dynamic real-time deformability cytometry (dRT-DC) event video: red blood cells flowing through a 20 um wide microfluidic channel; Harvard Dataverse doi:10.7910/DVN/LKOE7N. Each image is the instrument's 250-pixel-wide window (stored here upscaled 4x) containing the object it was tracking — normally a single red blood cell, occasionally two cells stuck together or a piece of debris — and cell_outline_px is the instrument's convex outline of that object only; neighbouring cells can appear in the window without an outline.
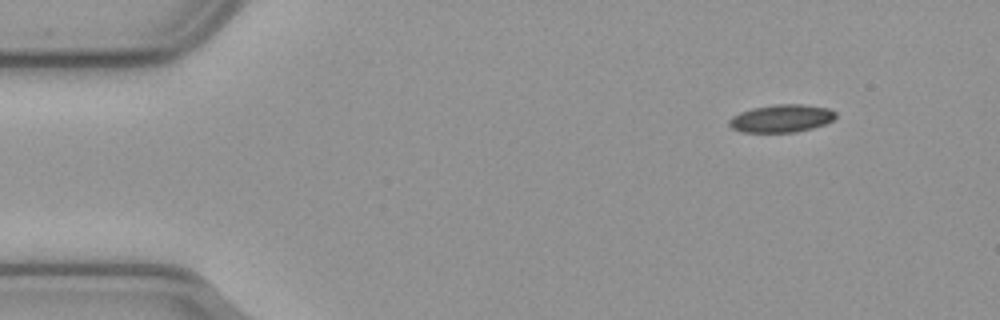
{"species": "common noctule bat (a hibernating species)", "species_latin": "Nyctalus noctula", "temperature_condition": "cold", "stored_images_in_passage": 51, "camera_frame_rate_fps": 3000, "um_per_image_px": 0.085, "animal": {"sex": "male", "body_mass_g": 23.1, "forearm_length_mm": 52.7}, "frame": {"image": 1, "passage_image": 1, "time_ms": 0.0, "image_size_px": [1000, 320], "cell_outline_px": [[836, 116], [832, 120], [824, 124], [812, 128], [796, 132], [740, 132], [732, 128], [728, 124], [728, 120], [732, 116], [740, 112], [752, 108], [776, 104], [800, 104], [828, 108], [836, 112]], "centroid_in_image_um": [66.39, 10.06], "position_along_channel_um": 18.6, "area_um2": 17.22}}
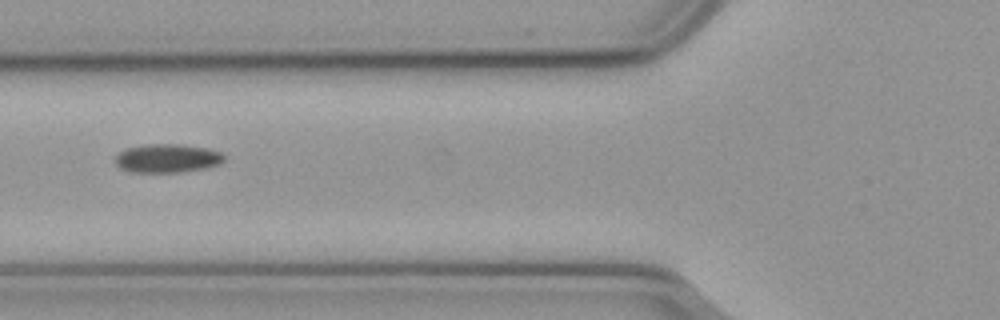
{"frame": {"image": 2, "passage_image": 16, "time_ms": 5.0, "image_size_px": [1000, 320], "cell_outline_px": [[224, 160], [220, 164], [204, 168], [180, 172], [132, 172], [120, 168], [116, 164], [116, 156], [120, 152], [128, 148], [148, 144], [180, 144], [208, 148], [220, 152], [224, 156]], "centroid_in_image_um": [14.24, 13.45], "position_along_channel_um": 111.6, "area_um2": 18.03}}
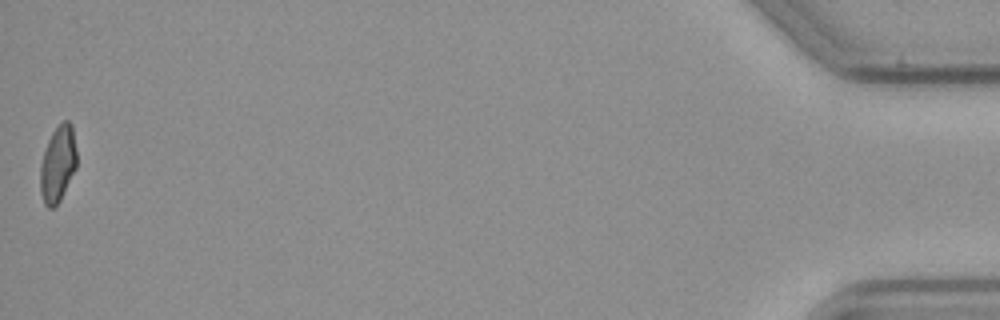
{"frame": {"image": 3, "passage_image": 51, "time_ms": 16.667, "image_size_px": [1000, 320], "cell_outline_px": [[76, 168], [60, 200], [52, 208], [48, 208], [44, 204], [40, 192], [40, 164], [48, 140], [52, 132], [64, 120], [68, 120], [72, 124], [76, 148]], "centroid_in_image_um": [4.91, 13.94], "position_along_channel_um": 430.3, "area_um2": 16.18}, "authors_computed_cell_mechanics": {"area_um2": 17.34, "velocity_mm_per_s": 3.6331, "shape_relaxation_time_tau1_ms": null, "shape_relaxation_time_tau2_ms": 4.217, "deformation_change_tau1": null, "deformation_change_tau2": 0.0966}}